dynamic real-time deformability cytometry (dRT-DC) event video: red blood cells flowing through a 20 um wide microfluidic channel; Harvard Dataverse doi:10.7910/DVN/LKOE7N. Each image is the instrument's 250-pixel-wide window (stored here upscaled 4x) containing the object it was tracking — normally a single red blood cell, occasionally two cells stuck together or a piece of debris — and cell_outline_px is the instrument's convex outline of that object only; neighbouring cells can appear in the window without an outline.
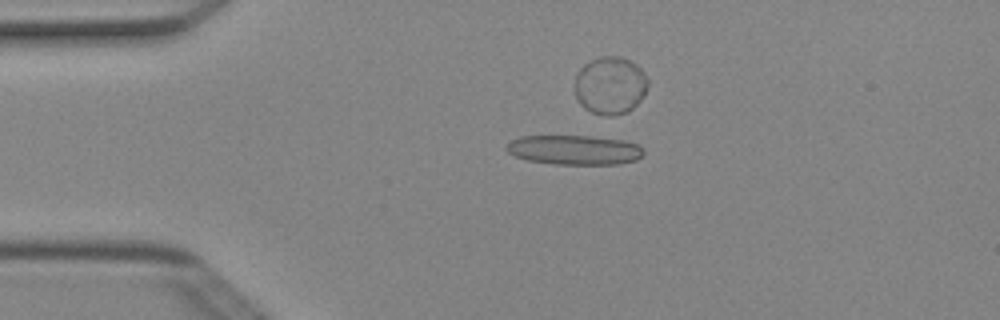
{"species": "Egyptian fruit bat (a non-hibernating species)", "species_latin": "Rousettus aegyptiacus", "temperature_condition": "cold", "stored_images_in_passage": 41, "camera_frame_rate_fps": 3000, "um_per_image_px": 0.085, "animal": {"sex": "female"}, "frame": {"image": 1, "passage_image": 1, "time_ms": 0.0, "image_size_px": [1000, 320], "cell_outline_px": [[644, 152], [636, 160], [620, 164], [552, 164], [528, 160], [516, 156], [508, 152], [504, 148], [512, 140], [520, 136], [592, 136], [624, 140], [636, 144], [644, 148]], "centroid_in_image_um": [48.83, 12.74], "position_along_channel_um": 36.2, "area_um2": 23.64}}
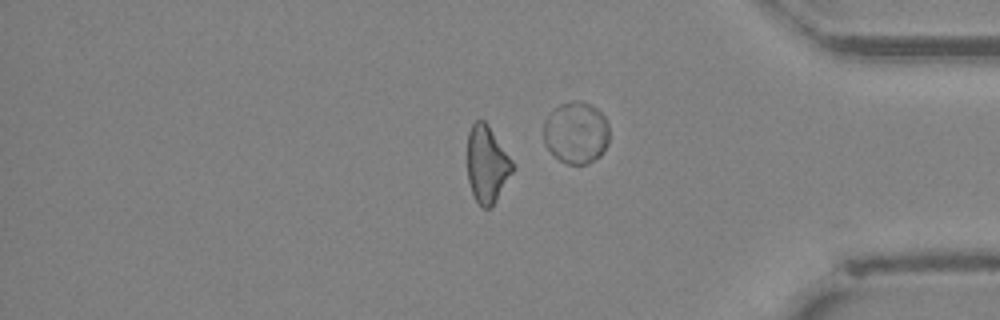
{"frame": {"image": 2, "passage_image": 32, "time_ms": 10.333, "image_size_px": [1000, 320], "cell_outline_px": [[512, 172], [492, 208], [484, 208], [476, 200], [472, 192], [468, 180], [468, 132], [472, 124], [476, 120], [484, 120], [488, 124], [512, 160]], "centroid_in_image_um": [41.38, 13.96], "position_along_channel_um": 393.8, "area_um2": 20.0}}
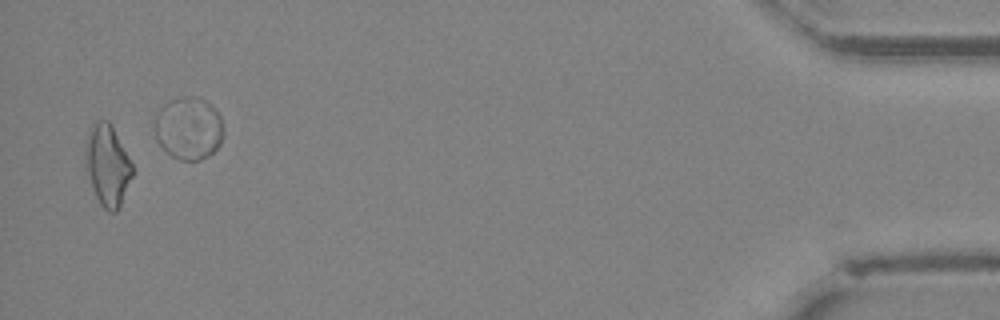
{"frame": {"image": 3, "passage_image": 39, "time_ms": 12.667, "image_size_px": [1000, 320], "cell_outline_px": [[132, 176], [120, 204], [116, 212], [108, 212], [100, 204], [92, 188], [84, 164], [84, 140], [92, 124], [96, 120], [108, 120], [112, 124], [132, 164]], "centroid_in_image_um": [9.08, 14.0], "position_along_channel_um": 426.1, "area_um2": 22.37}, "authors_computed_cell_mechanics": {"area_um2": 21.9062, "velocity_mm_per_s": 4.0411, "shape_relaxation_time_tau1_ms": null, "shape_relaxation_time_tau2_ms": 3.9545, "deformation_change_tau1": null, "deformation_change_tau2": 0.1581}}